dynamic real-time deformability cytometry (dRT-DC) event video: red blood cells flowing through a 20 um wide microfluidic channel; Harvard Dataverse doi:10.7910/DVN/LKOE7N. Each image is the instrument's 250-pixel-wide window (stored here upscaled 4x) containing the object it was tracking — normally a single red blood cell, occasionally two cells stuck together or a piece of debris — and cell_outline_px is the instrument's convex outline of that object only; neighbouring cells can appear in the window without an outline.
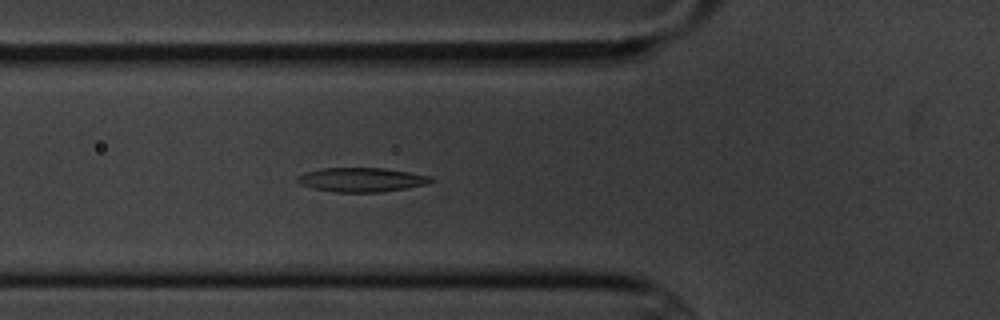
{"species": "common noctule bat (a hibernating species)", "species_latin": "Nyctalus noctula", "temperature_condition": "cold", "stored_images_in_passage": 5, "camera_frame_rate_fps": 3000, "um_per_image_px": 0.085, "animal": {"sex": "male", "body_mass_g": 20.1, "forearm_length_mm": 53.5}, "frame": {"image": 1, "passage_image": 5, "time_ms": 4.667, "image_size_px": [1000, 320], "cell_outline_px": [[436, 180], [428, 184], [380, 192], [336, 192], [312, 188], [300, 184], [296, 180], [296, 176], [304, 172], [320, 168], [384, 168], [412, 172], [432, 176]], "centroid_in_image_um": [30.74, 15.27], "position_along_channel_um": 95.1, "area_um2": 19.02}}